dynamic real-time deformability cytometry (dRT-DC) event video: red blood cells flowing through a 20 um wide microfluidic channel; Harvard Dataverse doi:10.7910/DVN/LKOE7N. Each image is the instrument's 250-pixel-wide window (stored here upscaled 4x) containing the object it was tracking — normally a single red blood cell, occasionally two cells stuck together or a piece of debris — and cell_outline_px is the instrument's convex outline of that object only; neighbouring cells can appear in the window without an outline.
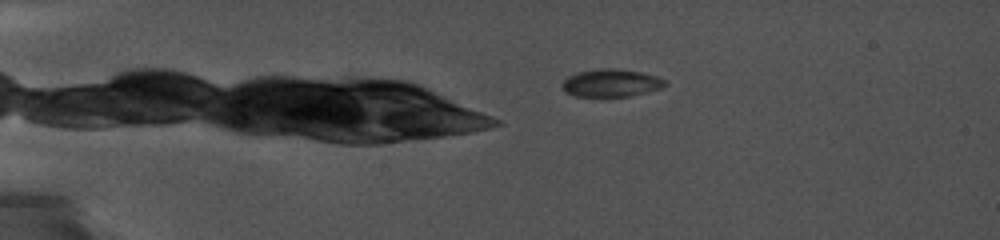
{"species": "common noctule bat (a hibernating species)", "species_latin": "Nyctalus noctula", "temperature_condition": "cold", "stored_images_in_passage": 22, "camera_frame_rate_fps": 5000, "um_per_image_px": 0.085, "animal": {"sex": "female", "body_mass_g": 19.0, "forearm_length_mm": 56.7}, "frame": {"image": 1, "passage_image": 18, "time_ms": 4.2, "image_size_px": [1000, 240], "cell_outline_px": [[668, 84], [660, 88], [628, 96], [576, 96], [568, 92], [564, 88], [564, 80], [568, 76], [576, 72], [600, 68], [616, 68], [640, 72], [656, 76], [664, 80]], "centroid_in_image_um": [51.95, 7.03], "position_along_channel_um": 33.0, "area_um2": 16.24}}